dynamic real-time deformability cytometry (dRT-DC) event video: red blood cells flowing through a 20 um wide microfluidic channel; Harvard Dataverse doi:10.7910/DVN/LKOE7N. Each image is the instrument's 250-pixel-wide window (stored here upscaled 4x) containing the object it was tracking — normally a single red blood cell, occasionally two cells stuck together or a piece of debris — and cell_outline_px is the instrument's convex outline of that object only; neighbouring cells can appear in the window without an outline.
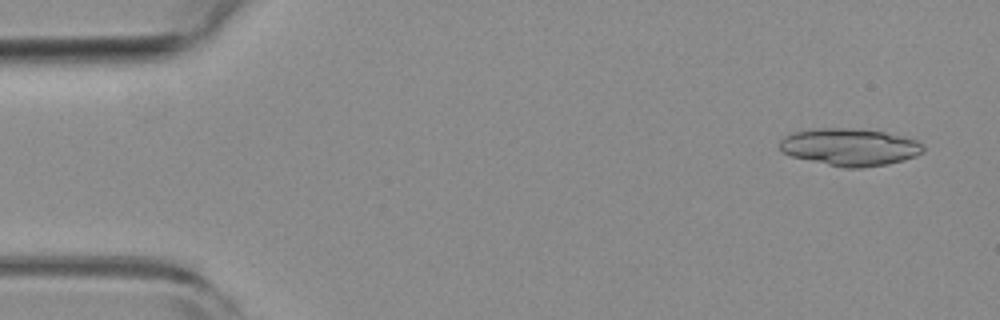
{"species": "common noctule bat (a hibernating species)", "species_latin": "Nyctalus noctula", "temperature_condition": "room temperature", "stored_images_in_passage": 54, "segment_of_instrument_passage": [1, 2], "camera_frame_rate_fps": 3000, "um_per_image_px": 0.085, "animal": {"sex": "female", "body_mass_g": 19.3, "forearm_length_mm": 54.1}, "frame": {"image": 1, "passage_image": 3, "time_ms": 0.667, "image_size_px": [1000, 320], "cell_outline_px": [[924, 152], [916, 156], [904, 160], [888, 164], [864, 168], [844, 168], [792, 156], [780, 152], [780, 140], [784, 136], [792, 132], [808, 128], [852, 128], [884, 132], [916, 140], [924, 144]], "centroid_in_image_um": [72.22, 12.5], "position_along_channel_um": 12.8, "area_um2": 31.44}}